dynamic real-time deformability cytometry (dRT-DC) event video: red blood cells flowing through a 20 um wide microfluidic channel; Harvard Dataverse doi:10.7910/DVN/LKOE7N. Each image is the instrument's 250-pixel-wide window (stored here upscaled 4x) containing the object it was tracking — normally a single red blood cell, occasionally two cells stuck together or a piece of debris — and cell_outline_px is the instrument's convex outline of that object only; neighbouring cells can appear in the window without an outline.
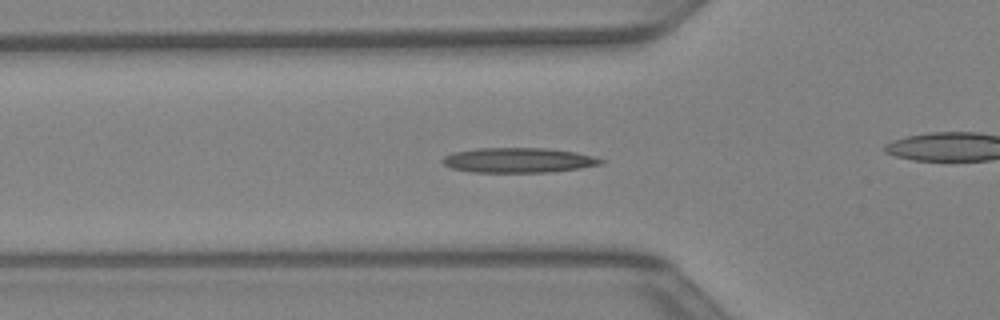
{"species": "Egyptian fruit bat (a non-hibernating species)", "species_latin": "Rousettus aegyptiacus", "temperature_condition": "warm", "stored_images_in_passage": 43, "camera_frame_rate_fps": 3000, "um_per_image_px": 0.085, "animal": {"sex": "female"}, "frame": {"image": 1, "passage_image": 14, "time_ms": 4.333, "image_size_px": [1000, 320], "cell_outline_px": [[604, 164], [580, 168], [552, 172], [472, 172], [452, 168], [444, 164], [440, 160], [444, 156], [456, 152], [476, 148], [548, 148], [576, 152], [592, 156], [604, 160]], "centroid_in_image_um": [44.09, 13.62], "position_along_channel_um": 81.7, "area_um2": 23.0}}
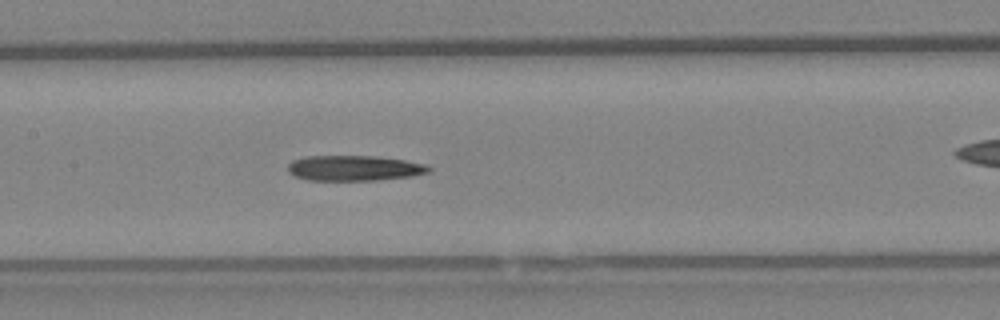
{"frame": {"image": 2, "passage_image": 20, "time_ms": 6.333, "image_size_px": [1000, 320], "cell_outline_px": [[432, 168], [428, 172], [412, 176], [380, 180], [308, 180], [296, 176], [288, 172], [288, 164], [292, 160], [308, 156], [372, 156], [404, 160], [424, 164]], "centroid_in_image_um": [30.09, 14.29], "position_along_channel_um": 177.3, "area_um2": 20.69}}
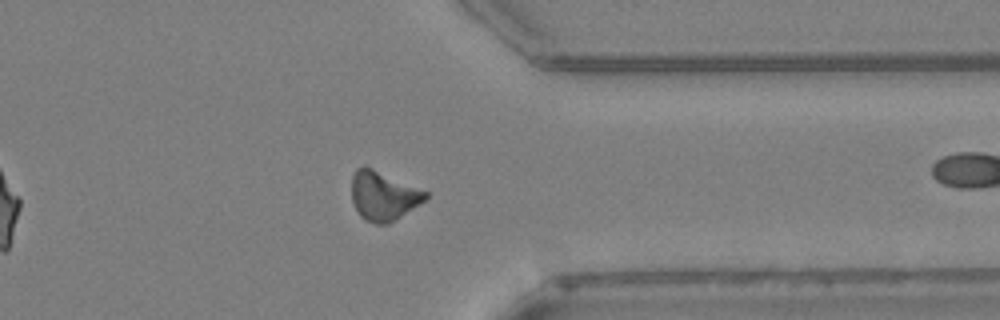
{"frame": {"image": 3, "passage_image": 33, "time_ms": 10.667, "image_size_px": [1000, 320], "cell_outline_px": [[428, 196], [424, 200], [388, 224], [376, 224], [364, 220], [360, 216], [352, 200], [352, 176], [356, 168], [364, 164], [428, 192]], "centroid_in_image_um": [32.54, 16.62], "position_along_channel_um": 378.9, "area_um2": 20.98}}